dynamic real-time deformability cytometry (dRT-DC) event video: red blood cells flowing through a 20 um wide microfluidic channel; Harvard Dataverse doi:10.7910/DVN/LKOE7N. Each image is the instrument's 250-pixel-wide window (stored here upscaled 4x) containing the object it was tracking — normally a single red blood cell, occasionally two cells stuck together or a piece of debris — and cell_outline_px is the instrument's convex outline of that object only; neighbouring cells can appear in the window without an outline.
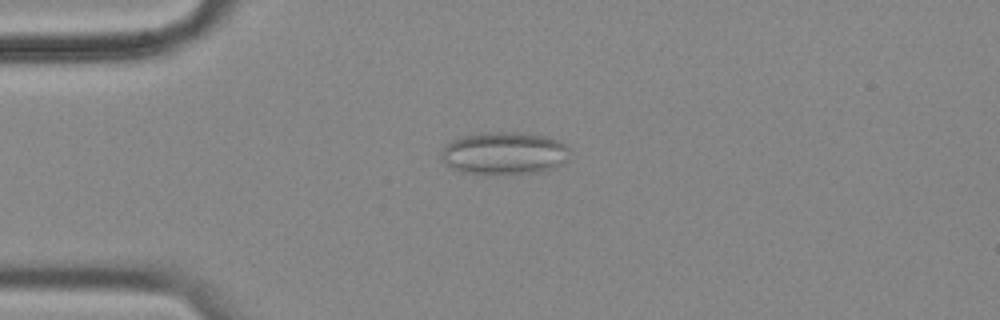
{"species": "common noctule bat (a hibernating species)", "species_latin": "Nyctalus noctula", "temperature_condition": "cold", "stored_images_in_passage": 56, "camera_frame_rate_fps": 3000, "um_per_image_px": 0.085, "animal": {"sex": "female", "body_mass_g": 18.4}, "frame": {"image": 1, "passage_image": 13, "time_ms": 4.0, "image_size_px": [1000, 320], "cell_outline_px": [[568, 160], [552, 168], [536, 172], [464, 172], [452, 168], [444, 160], [440, 152], [452, 140], [464, 136], [496, 132], [512, 132], [544, 136], [556, 140], [564, 144], [568, 148]], "centroid_in_image_um": [42.88, 13.0], "position_along_channel_um": 42.1, "area_um2": 30.58}}
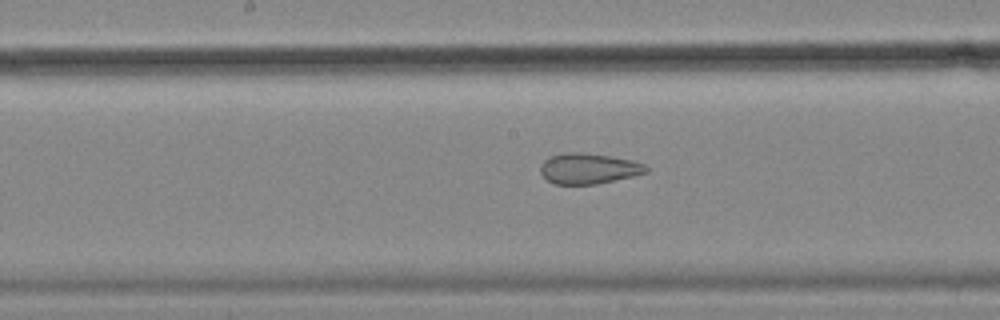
{"frame": {"image": 2, "passage_image": 28, "time_ms": 9.0, "image_size_px": [1000, 320], "cell_outline_px": [[648, 172], [632, 176], [596, 184], [552, 184], [540, 172], [540, 164], [548, 156], [564, 152], [580, 152], [608, 156], [632, 160], [644, 164], [648, 168]], "centroid_in_image_um": [49.99, 14.32], "position_along_channel_um": 198.2, "area_um2": 18.84}}
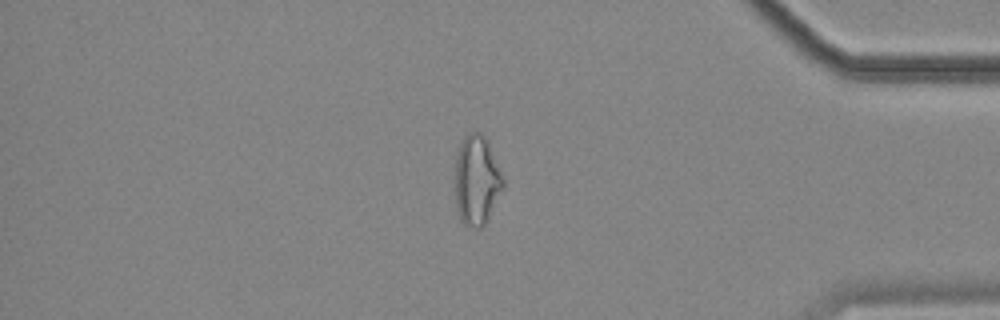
{"frame": {"image": 3, "passage_image": 47, "time_ms": 15.333, "image_size_px": [1000, 320], "cell_outline_px": [[504, 184], [484, 224], [480, 228], [472, 228], [464, 224], [460, 220], [456, 208], [456, 152], [464, 136], [468, 132], [480, 132], [488, 140], [504, 176]], "centroid_in_image_um": [40.51, 15.28], "position_along_channel_um": 394.7, "area_um2": 25.09}, "authors_computed_cell_mechanics": {"area_um2": 25.1141, "velocity_mm_per_s": 3.5498, "shape_relaxation_time_tau1_ms": null, "shape_relaxation_time_tau2_ms": 2.3535, "deformation_change_tau1": null, "deformation_change_tau2": 0.1074}}